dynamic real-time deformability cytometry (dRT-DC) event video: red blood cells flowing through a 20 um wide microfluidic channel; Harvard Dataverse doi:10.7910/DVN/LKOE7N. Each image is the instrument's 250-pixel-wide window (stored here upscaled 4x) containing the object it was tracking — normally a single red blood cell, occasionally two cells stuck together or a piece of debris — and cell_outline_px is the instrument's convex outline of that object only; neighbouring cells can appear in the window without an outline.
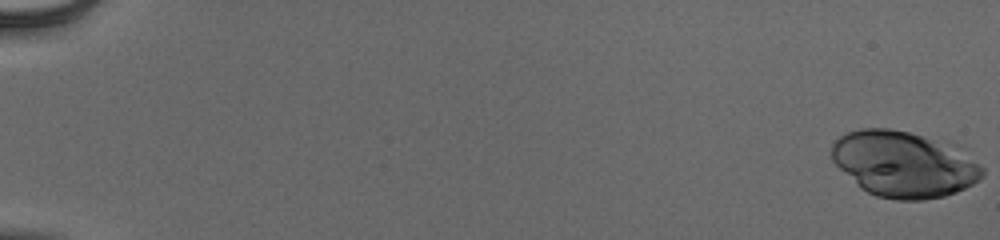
{"species": "human", "species_latin": "Homo sapiens", "temperature_condition": "cold", "stored_images_in_passage": 55, "camera_frame_rate_fps": 3000, "um_per_image_px": 0.085, "donor": {"sex": "male"}, "frame": {"image": 1, "passage_image": 1, "time_ms": 0.0, "image_size_px": [1000, 240], "cell_outline_px": [[984, 176], [972, 184], [956, 192], [944, 196], [924, 200], [896, 200], [876, 196], [860, 188], [832, 160], [832, 144], [840, 136], [848, 132], [864, 128], [888, 128], [908, 132], [924, 136], [984, 168]], "centroid_in_image_um": [76.7, 14.0], "position_along_channel_um": 8.3, "area_um2": 56.01}}
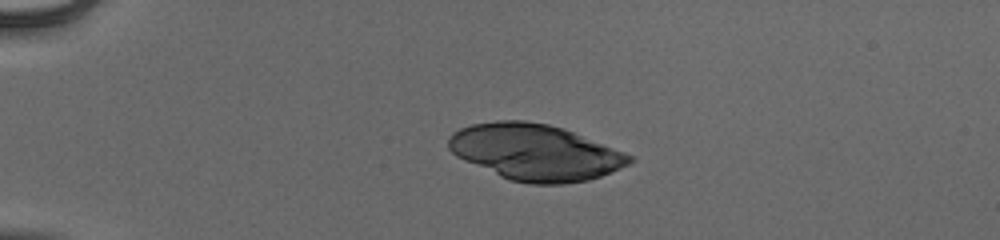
{"frame": {"image": 2, "passage_image": 15, "time_ms": 4.667, "image_size_px": [1000, 240], "cell_outline_px": [[636, 160], [620, 168], [600, 176], [588, 180], [564, 184], [528, 184], [508, 180], [464, 160], [456, 156], [448, 148], [448, 140], [452, 132], [460, 128], [472, 124], [496, 120], [524, 120], [548, 124], [564, 128], [632, 156]], "centroid_in_image_um": [45.45, 12.94], "position_along_channel_um": 39.5, "area_um2": 59.07}}